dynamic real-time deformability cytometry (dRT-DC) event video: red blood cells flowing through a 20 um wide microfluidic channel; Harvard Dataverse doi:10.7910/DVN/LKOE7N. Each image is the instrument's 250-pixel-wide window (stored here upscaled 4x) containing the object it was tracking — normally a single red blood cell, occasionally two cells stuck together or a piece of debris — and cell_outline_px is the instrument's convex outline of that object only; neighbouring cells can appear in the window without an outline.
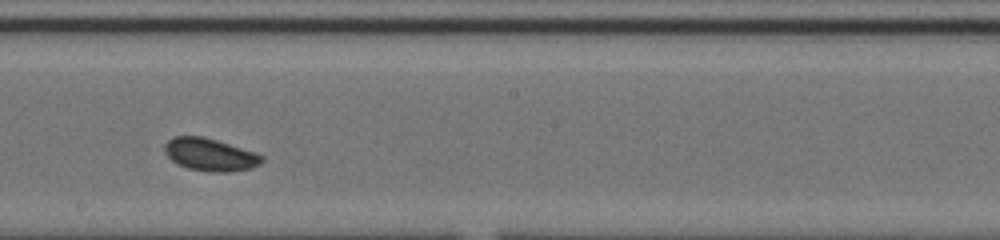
{"species": "common noctule bat (a hibernating species)", "species_latin": "Nyctalus noctula", "temperature_condition": "cold", "stored_images_in_passage": 22, "camera_frame_rate_fps": 3000, "um_per_image_px": 0.085, "animal": {"sex": "male", "body_mass_g": 20.0, "forearm_length_mm": 53.3}, "frame": {"image": 1, "passage_image": 16, "time_ms": 5.0, "image_size_px": [1000, 240], "cell_outline_px": [[264, 160], [260, 164], [252, 168], [228, 172], [208, 172], [188, 168], [176, 164], [164, 152], [164, 144], [172, 136], [204, 136], [256, 152], [264, 156]], "centroid_in_image_um": [17.86, 13.14], "position_along_channel_um": 230.3, "area_um2": 18.73}}
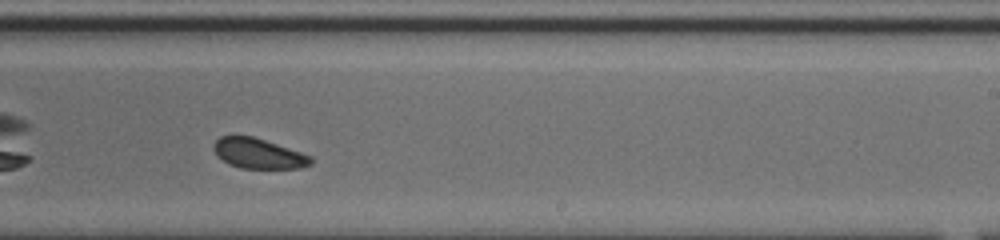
{"frame": {"image": 2, "passage_image": 19, "time_ms": 6.0, "image_size_px": [1000, 240], "cell_outline_px": [[312, 164], [300, 168], [240, 168], [228, 164], [216, 156], [212, 148], [212, 144], [220, 136], [252, 136], [312, 156]], "centroid_in_image_um": [21.92, 13.05], "position_along_channel_um": 267.1, "area_um2": 17.05}}